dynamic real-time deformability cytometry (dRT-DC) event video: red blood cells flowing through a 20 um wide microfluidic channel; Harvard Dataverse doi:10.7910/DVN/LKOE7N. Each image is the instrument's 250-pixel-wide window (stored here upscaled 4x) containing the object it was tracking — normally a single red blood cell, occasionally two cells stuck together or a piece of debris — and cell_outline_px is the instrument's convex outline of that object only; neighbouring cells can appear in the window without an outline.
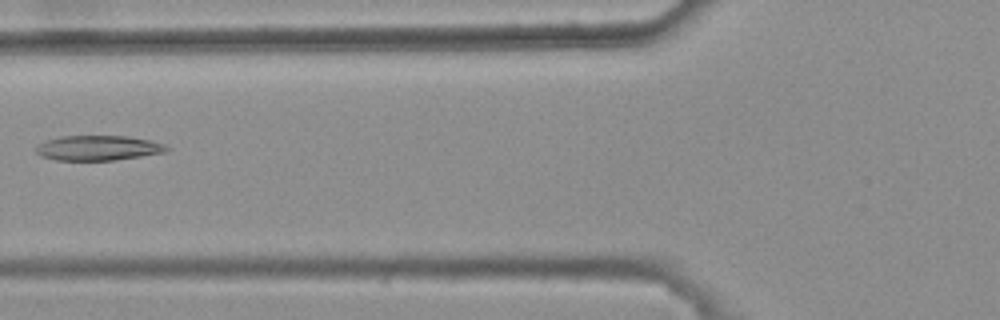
{"species": "common noctule bat (a hibernating species)", "species_latin": "Nyctalus noctula", "temperature_condition": "warm", "stored_images_in_passage": 4, "camera_frame_rate_fps": 3000, "um_per_image_px": 0.085, "animal": {"sex": "female", "body_mass_g": 25.1}, "frame": {"image": 1, "passage_image": 3, "time_ms": 0.667, "image_size_px": [1000, 320], "cell_outline_px": [[172, 148], [164, 152], [140, 156], [112, 160], [56, 160], [40, 156], [36, 152], [36, 148], [44, 140], [60, 136], [128, 136], [148, 140], [164, 144]], "centroid_in_image_um": [8.32, 12.57], "position_along_channel_um": 117.5, "area_um2": 18.9}}
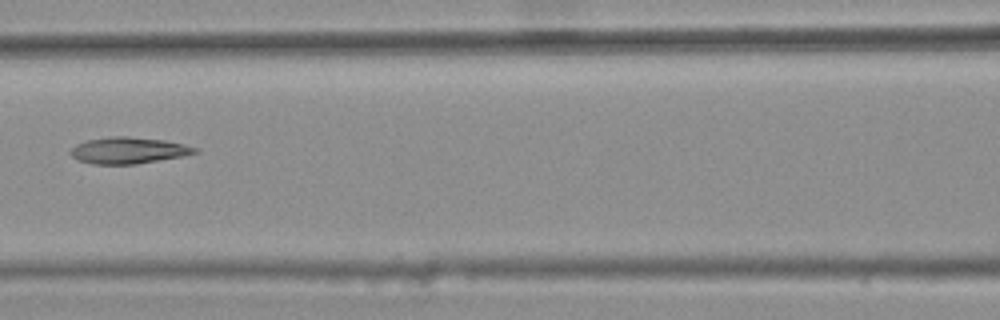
{"frame": {"image": 2, "passage_image": 4, "time_ms": 1.0, "image_size_px": [1000, 320], "cell_outline_px": [[200, 152], [184, 156], [136, 164], [92, 164], [76, 160], [68, 152], [76, 144], [88, 140], [112, 136], [128, 136], [164, 140], [184, 144], [200, 148]], "centroid_in_image_um": [10.94, 12.79], "position_along_channel_um": 155.7, "area_um2": 19.36}}